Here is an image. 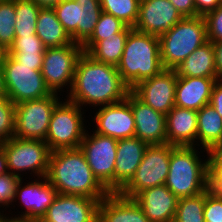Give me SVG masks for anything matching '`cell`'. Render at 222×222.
I'll return each instance as SVG.
<instances>
[{"instance_id":"19","label":"cell","mask_w":222,"mask_h":222,"mask_svg":"<svg viewBox=\"0 0 222 222\" xmlns=\"http://www.w3.org/2000/svg\"><path fill=\"white\" fill-rule=\"evenodd\" d=\"M148 144L136 136L117 142L114 171V192H119L134 176Z\"/></svg>"},{"instance_id":"23","label":"cell","mask_w":222,"mask_h":222,"mask_svg":"<svg viewBox=\"0 0 222 222\" xmlns=\"http://www.w3.org/2000/svg\"><path fill=\"white\" fill-rule=\"evenodd\" d=\"M98 222H151L141 206L132 198L109 193L98 207Z\"/></svg>"},{"instance_id":"21","label":"cell","mask_w":222,"mask_h":222,"mask_svg":"<svg viewBox=\"0 0 222 222\" xmlns=\"http://www.w3.org/2000/svg\"><path fill=\"white\" fill-rule=\"evenodd\" d=\"M218 79L178 76L175 106L198 111L210 103L212 88Z\"/></svg>"},{"instance_id":"31","label":"cell","mask_w":222,"mask_h":222,"mask_svg":"<svg viewBox=\"0 0 222 222\" xmlns=\"http://www.w3.org/2000/svg\"><path fill=\"white\" fill-rule=\"evenodd\" d=\"M205 191L178 200L173 222H205L204 220Z\"/></svg>"},{"instance_id":"18","label":"cell","mask_w":222,"mask_h":222,"mask_svg":"<svg viewBox=\"0 0 222 222\" xmlns=\"http://www.w3.org/2000/svg\"><path fill=\"white\" fill-rule=\"evenodd\" d=\"M23 182L24 179H21L18 184L15 202L20 200L19 204L23 206H19H21V209L24 208V211L18 212L21 214H17V216L41 219L46 214L48 207L53 203L58 192L49 183L46 176L35 178L22 185Z\"/></svg>"},{"instance_id":"29","label":"cell","mask_w":222,"mask_h":222,"mask_svg":"<svg viewBox=\"0 0 222 222\" xmlns=\"http://www.w3.org/2000/svg\"><path fill=\"white\" fill-rule=\"evenodd\" d=\"M40 9L33 0H15V37L36 34Z\"/></svg>"},{"instance_id":"33","label":"cell","mask_w":222,"mask_h":222,"mask_svg":"<svg viewBox=\"0 0 222 222\" xmlns=\"http://www.w3.org/2000/svg\"><path fill=\"white\" fill-rule=\"evenodd\" d=\"M15 0H0V48L6 52L15 38Z\"/></svg>"},{"instance_id":"52","label":"cell","mask_w":222,"mask_h":222,"mask_svg":"<svg viewBox=\"0 0 222 222\" xmlns=\"http://www.w3.org/2000/svg\"><path fill=\"white\" fill-rule=\"evenodd\" d=\"M2 144H3V143L0 141V151L2 150Z\"/></svg>"},{"instance_id":"12","label":"cell","mask_w":222,"mask_h":222,"mask_svg":"<svg viewBox=\"0 0 222 222\" xmlns=\"http://www.w3.org/2000/svg\"><path fill=\"white\" fill-rule=\"evenodd\" d=\"M92 132L93 134L87 129L79 148L84 153L95 177L110 193H113L118 140Z\"/></svg>"},{"instance_id":"51","label":"cell","mask_w":222,"mask_h":222,"mask_svg":"<svg viewBox=\"0 0 222 222\" xmlns=\"http://www.w3.org/2000/svg\"><path fill=\"white\" fill-rule=\"evenodd\" d=\"M3 54H4V51L0 48V65H1Z\"/></svg>"},{"instance_id":"17","label":"cell","mask_w":222,"mask_h":222,"mask_svg":"<svg viewBox=\"0 0 222 222\" xmlns=\"http://www.w3.org/2000/svg\"><path fill=\"white\" fill-rule=\"evenodd\" d=\"M127 102L135 120V136L148 145L166 144V115L144 104L131 91L127 94Z\"/></svg>"},{"instance_id":"34","label":"cell","mask_w":222,"mask_h":222,"mask_svg":"<svg viewBox=\"0 0 222 222\" xmlns=\"http://www.w3.org/2000/svg\"><path fill=\"white\" fill-rule=\"evenodd\" d=\"M53 10L72 41L77 43L79 3L76 0H62L53 7Z\"/></svg>"},{"instance_id":"9","label":"cell","mask_w":222,"mask_h":222,"mask_svg":"<svg viewBox=\"0 0 222 222\" xmlns=\"http://www.w3.org/2000/svg\"><path fill=\"white\" fill-rule=\"evenodd\" d=\"M170 153V144L148 145L134 176L118 193L134 199L145 189L164 185L169 172Z\"/></svg>"},{"instance_id":"30","label":"cell","mask_w":222,"mask_h":222,"mask_svg":"<svg viewBox=\"0 0 222 222\" xmlns=\"http://www.w3.org/2000/svg\"><path fill=\"white\" fill-rule=\"evenodd\" d=\"M102 11L134 28L139 16L140 0H100Z\"/></svg>"},{"instance_id":"26","label":"cell","mask_w":222,"mask_h":222,"mask_svg":"<svg viewBox=\"0 0 222 222\" xmlns=\"http://www.w3.org/2000/svg\"><path fill=\"white\" fill-rule=\"evenodd\" d=\"M222 140V117L210 105H204L197 111V146L209 150Z\"/></svg>"},{"instance_id":"16","label":"cell","mask_w":222,"mask_h":222,"mask_svg":"<svg viewBox=\"0 0 222 222\" xmlns=\"http://www.w3.org/2000/svg\"><path fill=\"white\" fill-rule=\"evenodd\" d=\"M183 18L169 0H140L139 16L134 29L160 36Z\"/></svg>"},{"instance_id":"41","label":"cell","mask_w":222,"mask_h":222,"mask_svg":"<svg viewBox=\"0 0 222 222\" xmlns=\"http://www.w3.org/2000/svg\"><path fill=\"white\" fill-rule=\"evenodd\" d=\"M208 188L211 192L222 195V165H209Z\"/></svg>"},{"instance_id":"20","label":"cell","mask_w":222,"mask_h":222,"mask_svg":"<svg viewBox=\"0 0 222 222\" xmlns=\"http://www.w3.org/2000/svg\"><path fill=\"white\" fill-rule=\"evenodd\" d=\"M134 200L151 222H173L179 198L160 185L141 191Z\"/></svg>"},{"instance_id":"39","label":"cell","mask_w":222,"mask_h":222,"mask_svg":"<svg viewBox=\"0 0 222 222\" xmlns=\"http://www.w3.org/2000/svg\"><path fill=\"white\" fill-rule=\"evenodd\" d=\"M207 41L222 42V4L205 16Z\"/></svg>"},{"instance_id":"22","label":"cell","mask_w":222,"mask_h":222,"mask_svg":"<svg viewBox=\"0 0 222 222\" xmlns=\"http://www.w3.org/2000/svg\"><path fill=\"white\" fill-rule=\"evenodd\" d=\"M167 144L197 147V111L174 106L166 115Z\"/></svg>"},{"instance_id":"8","label":"cell","mask_w":222,"mask_h":222,"mask_svg":"<svg viewBox=\"0 0 222 222\" xmlns=\"http://www.w3.org/2000/svg\"><path fill=\"white\" fill-rule=\"evenodd\" d=\"M1 68L7 97L14 105L52 94L45 84L41 70H34V66L19 65L11 55L4 52Z\"/></svg>"},{"instance_id":"7","label":"cell","mask_w":222,"mask_h":222,"mask_svg":"<svg viewBox=\"0 0 222 222\" xmlns=\"http://www.w3.org/2000/svg\"><path fill=\"white\" fill-rule=\"evenodd\" d=\"M2 150L7 158L8 171L13 175L21 178L24 177V172V174L30 172L35 178L47 175L52 151L44 140L21 139L13 136L2 144Z\"/></svg>"},{"instance_id":"44","label":"cell","mask_w":222,"mask_h":222,"mask_svg":"<svg viewBox=\"0 0 222 222\" xmlns=\"http://www.w3.org/2000/svg\"><path fill=\"white\" fill-rule=\"evenodd\" d=\"M196 16H205L222 4L221 0H194Z\"/></svg>"},{"instance_id":"14","label":"cell","mask_w":222,"mask_h":222,"mask_svg":"<svg viewBox=\"0 0 222 222\" xmlns=\"http://www.w3.org/2000/svg\"><path fill=\"white\" fill-rule=\"evenodd\" d=\"M96 109L94 117L91 118L93 124H96L94 125L96 127H93L94 132L110 136L116 140L135 136V120L132 108L127 102V96L120 102L97 107Z\"/></svg>"},{"instance_id":"6","label":"cell","mask_w":222,"mask_h":222,"mask_svg":"<svg viewBox=\"0 0 222 222\" xmlns=\"http://www.w3.org/2000/svg\"><path fill=\"white\" fill-rule=\"evenodd\" d=\"M84 111L67 98L56 104L45 139L51 151L79 148L88 127Z\"/></svg>"},{"instance_id":"36","label":"cell","mask_w":222,"mask_h":222,"mask_svg":"<svg viewBox=\"0 0 222 222\" xmlns=\"http://www.w3.org/2000/svg\"><path fill=\"white\" fill-rule=\"evenodd\" d=\"M21 179L10 172L0 176V213L5 212L7 208L11 207L10 205L15 206L13 203H15L16 190Z\"/></svg>"},{"instance_id":"40","label":"cell","mask_w":222,"mask_h":222,"mask_svg":"<svg viewBox=\"0 0 222 222\" xmlns=\"http://www.w3.org/2000/svg\"><path fill=\"white\" fill-rule=\"evenodd\" d=\"M19 65L34 66V70H41L44 54L36 53H8Z\"/></svg>"},{"instance_id":"48","label":"cell","mask_w":222,"mask_h":222,"mask_svg":"<svg viewBox=\"0 0 222 222\" xmlns=\"http://www.w3.org/2000/svg\"><path fill=\"white\" fill-rule=\"evenodd\" d=\"M40 8H53L62 0H33Z\"/></svg>"},{"instance_id":"42","label":"cell","mask_w":222,"mask_h":222,"mask_svg":"<svg viewBox=\"0 0 222 222\" xmlns=\"http://www.w3.org/2000/svg\"><path fill=\"white\" fill-rule=\"evenodd\" d=\"M183 17H195L196 7L194 0H169Z\"/></svg>"},{"instance_id":"11","label":"cell","mask_w":222,"mask_h":222,"mask_svg":"<svg viewBox=\"0 0 222 222\" xmlns=\"http://www.w3.org/2000/svg\"><path fill=\"white\" fill-rule=\"evenodd\" d=\"M83 52L80 44L45 48L41 73L52 93L61 96L62 91L67 94L71 91L76 65ZM63 87L68 90L64 91Z\"/></svg>"},{"instance_id":"15","label":"cell","mask_w":222,"mask_h":222,"mask_svg":"<svg viewBox=\"0 0 222 222\" xmlns=\"http://www.w3.org/2000/svg\"><path fill=\"white\" fill-rule=\"evenodd\" d=\"M99 203L97 199L58 194L41 219L44 222H98Z\"/></svg>"},{"instance_id":"2","label":"cell","mask_w":222,"mask_h":222,"mask_svg":"<svg viewBox=\"0 0 222 222\" xmlns=\"http://www.w3.org/2000/svg\"><path fill=\"white\" fill-rule=\"evenodd\" d=\"M46 177L58 194L101 201L110 193L92 173L80 148L52 151Z\"/></svg>"},{"instance_id":"4","label":"cell","mask_w":222,"mask_h":222,"mask_svg":"<svg viewBox=\"0 0 222 222\" xmlns=\"http://www.w3.org/2000/svg\"><path fill=\"white\" fill-rule=\"evenodd\" d=\"M116 68L130 90L139 82L160 73L164 67L161 62L159 37L133 28L126 39Z\"/></svg>"},{"instance_id":"28","label":"cell","mask_w":222,"mask_h":222,"mask_svg":"<svg viewBox=\"0 0 222 222\" xmlns=\"http://www.w3.org/2000/svg\"><path fill=\"white\" fill-rule=\"evenodd\" d=\"M79 3L77 44L83 45L93 34L102 13L100 0H76Z\"/></svg>"},{"instance_id":"32","label":"cell","mask_w":222,"mask_h":222,"mask_svg":"<svg viewBox=\"0 0 222 222\" xmlns=\"http://www.w3.org/2000/svg\"><path fill=\"white\" fill-rule=\"evenodd\" d=\"M127 25L120 19L102 11L91 37L82 45L83 51L88 53L99 41L115 36Z\"/></svg>"},{"instance_id":"37","label":"cell","mask_w":222,"mask_h":222,"mask_svg":"<svg viewBox=\"0 0 222 222\" xmlns=\"http://www.w3.org/2000/svg\"><path fill=\"white\" fill-rule=\"evenodd\" d=\"M45 47L38 36H22L15 37L13 44L6 51V53H36L44 54Z\"/></svg>"},{"instance_id":"5","label":"cell","mask_w":222,"mask_h":222,"mask_svg":"<svg viewBox=\"0 0 222 222\" xmlns=\"http://www.w3.org/2000/svg\"><path fill=\"white\" fill-rule=\"evenodd\" d=\"M164 69L175 70L194 50L207 42L204 16L183 17L159 36Z\"/></svg>"},{"instance_id":"45","label":"cell","mask_w":222,"mask_h":222,"mask_svg":"<svg viewBox=\"0 0 222 222\" xmlns=\"http://www.w3.org/2000/svg\"><path fill=\"white\" fill-rule=\"evenodd\" d=\"M207 154L209 165H222V140L207 150Z\"/></svg>"},{"instance_id":"10","label":"cell","mask_w":222,"mask_h":222,"mask_svg":"<svg viewBox=\"0 0 222 222\" xmlns=\"http://www.w3.org/2000/svg\"><path fill=\"white\" fill-rule=\"evenodd\" d=\"M59 94L26 100L15 105L14 137L31 140H44L56 104L63 99Z\"/></svg>"},{"instance_id":"38","label":"cell","mask_w":222,"mask_h":222,"mask_svg":"<svg viewBox=\"0 0 222 222\" xmlns=\"http://www.w3.org/2000/svg\"><path fill=\"white\" fill-rule=\"evenodd\" d=\"M205 222H222V195L205 190Z\"/></svg>"},{"instance_id":"43","label":"cell","mask_w":222,"mask_h":222,"mask_svg":"<svg viewBox=\"0 0 222 222\" xmlns=\"http://www.w3.org/2000/svg\"><path fill=\"white\" fill-rule=\"evenodd\" d=\"M209 104L212 105L215 111L222 117V79H218L213 85Z\"/></svg>"},{"instance_id":"25","label":"cell","mask_w":222,"mask_h":222,"mask_svg":"<svg viewBox=\"0 0 222 222\" xmlns=\"http://www.w3.org/2000/svg\"><path fill=\"white\" fill-rule=\"evenodd\" d=\"M36 35L45 48L77 44L65 31L53 8H41L37 17Z\"/></svg>"},{"instance_id":"3","label":"cell","mask_w":222,"mask_h":222,"mask_svg":"<svg viewBox=\"0 0 222 222\" xmlns=\"http://www.w3.org/2000/svg\"><path fill=\"white\" fill-rule=\"evenodd\" d=\"M197 148L171 145L169 172L164 185L179 199L198 195L208 189L207 150ZM202 152H206L207 159L201 158Z\"/></svg>"},{"instance_id":"27","label":"cell","mask_w":222,"mask_h":222,"mask_svg":"<svg viewBox=\"0 0 222 222\" xmlns=\"http://www.w3.org/2000/svg\"><path fill=\"white\" fill-rule=\"evenodd\" d=\"M133 28L126 26L115 36L99 41L87 54L95 61L117 66L124 51L126 39Z\"/></svg>"},{"instance_id":"1","label":"cell","mask_w":222,"mask_h":222,"mask_svg":"<svg viewBox=\"0 0 222 222\" xmlns=\"http://www.w3.org/2000/svg\"><path fill=\"white\" fill-rule=\"evenodd\" d=\"M130 92L116 68L83 52L78 59L71 91L65 96L81 108L101 107L124 100Z\"/></svg>"},{"instance_id":"46","label":"cell","mask_w":222,"mask_h":222,"mask_svg":"<svg viewBox=\"0 0 222 222\" xmlns=\"http://www.w3.org/2000/svg\"><path fill=\"white\" fill-rule=\"evenodd\" d=\"M217 77L222 79V42L213 43Z\"/></svg>"},{"instance_id":"47","label":"cell","mask_w":222,"mask_h":222,"mask_svg":"<svg viewBox=\"0 0 222 222\" xmlns=\"http://www.w3.org/2000/svg\"><path fill=\"white\" fill-rule=\"evenodd\" d=\"M8 214V215H7ZM0 213V222H38V219L26 216H9L10 214ZM7 215V216H6Z\"/></svg>"},{"instance_id":"13","label":"cell","mask_w":222,"mask_h":222,"mask_svg":"<svg viewBox=\"0 0 222 222\" xmlns=\"http://www.w3.org/2000/svg\"><path fill=\"white\" fill-rule=\"evenodd\" d=\"M177 73L173 69H163L152 78L143 80L130 91L153 110L167 115L175 106Z\"/></svg>"},{"instance_id":"35","label":"cell","mask_w":222,"mask_h":222,"mask_svg":"<svg viewBox=\"0 0 222 222\" xmlns=\"http://www.w3.org/2000/svg\"><path fill=\"white\" fill-rule=\"evenodd\" d=\"M15 105L8 97L0 98V141L7 142L14 136Z\"/></svg>"},{"instance_id":"24","label":"cell","mask_w":222,"mask_h":222,"mask_svg":"<svg viewBox=\"0 0 222 222\" xmlns=\"http://www.w3.org/2000/svg\"><path fill=\"white\" fill-rule=\"evenodd\" d=\"M213 43L207 41L194 50L176 69L177 76L218 78Z\"/></svg>"},{"instance_id":"49","label":"cell","mask_w":222,"mask_h":222,"mask_svg":"<svg viewBox=\"0 0 222 222\" xmlns=\"http://www.w3.org/2000/svg\"><path fill=\"white\" fill-rule=\"evenodd\" d=\"M7 158L3 150L0 151V176L8 173Z\"/></svg>"},{"instance_id":"50","label":"cell","mask_w":222,"mask_h":222,"mask_svg":"<svg viewBox=\"0 0 222 222\" xmlns=\"http://www.w3.org/2000/svg\"><path fill=\"white\" fill-rule=\"evenodd\" d=\"M7 97L3 71L0 65V98Z\"/></svg>"}]
</instances>
